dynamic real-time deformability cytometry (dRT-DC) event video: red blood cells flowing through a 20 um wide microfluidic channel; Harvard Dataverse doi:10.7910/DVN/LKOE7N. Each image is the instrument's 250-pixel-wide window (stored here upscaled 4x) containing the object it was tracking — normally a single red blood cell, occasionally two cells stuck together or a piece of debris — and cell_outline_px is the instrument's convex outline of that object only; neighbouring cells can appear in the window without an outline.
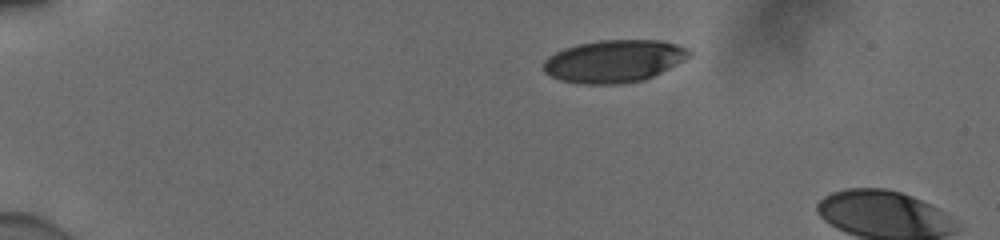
{"species": "human", "species_latin": "Homo sapiens", "temperature_condition": "cold", "stored_images_in_passage": 7, "camera_frame_rate_fps": 3000, "um_per_image_px": 0.085, "donor": {"sex": "male"}, "frame": {"image": 1, "passage_image": 1, "time_ms": 0.0, "image_size_px": [1000, 240], "cell_outline_px": [[692, 56], [644, 80], [620, 84], [584, 84], [560, 80], [544, 72], [544, 60], [548, 56], [564, 48], [580, 44], [600, 40], [660, 40], [676, 44], [688, 48], [692, 52]], "centroid_in_image_um": [52.2, 5.19], "position_along_channel_um": 32.8, "area_um2": 35.95}}